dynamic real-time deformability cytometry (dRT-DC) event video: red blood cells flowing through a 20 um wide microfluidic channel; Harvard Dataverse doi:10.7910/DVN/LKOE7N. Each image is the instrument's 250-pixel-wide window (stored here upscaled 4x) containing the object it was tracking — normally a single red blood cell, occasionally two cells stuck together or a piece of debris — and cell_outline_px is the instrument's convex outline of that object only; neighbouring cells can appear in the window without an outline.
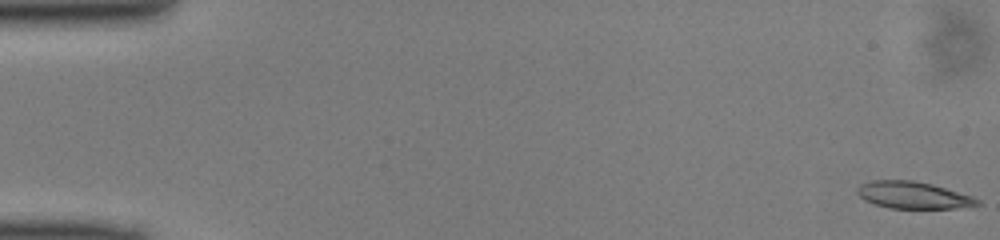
{"species": "common noctule bat (a hibernating species)", "species_latin": "Nyctalus noctula", "temperature_condition": "cold", "stored_images_in_passage": 49, "camera_frame_rate_fps": 3000, "um_per_image_px": 0.085, "animal": {"sex": "male", "body_mass_g": 13.0, "forearm_length_mm": 53.1}, "frame": {"image": 1, "passage_image": 1, "time_ms": 0.0, "image_size_px": [1000, 240], "cell_outline_px": [[984, 204], [956, 208], [888, 208], [864, 200], [856, 192], [856, 188], [860, 184], [872, 180], [912, 180], [932, 184], [972, 196], [980, 200]], "centroid_in_image_um": [77.62, 16.58], "position_along_channel_um": 7.4, "area_um2": 18.9}}
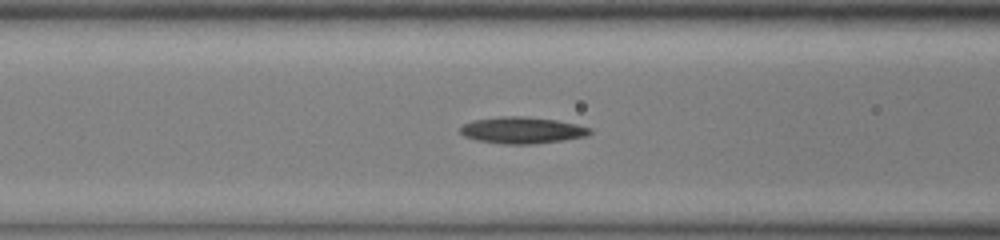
{"frame": {"image": 2, "passage_image": 20, "time_ms": 6.333, "image_size_px": [1000, 240], "cell_outline_px": [[592, 132], [588, 136], [564, 140], [536, 144], [504, 144], [476, 140], [464, 136], [460, 132], [460, 128], [464, 124], [476, 120], [500, 116], [524, 116], [556, 120], [576, 124], [592, 128]], "centroid_in_image_um": [44.42, 11.07], "position_along_channel_um": 122.2, "area_um2": 20.11}}
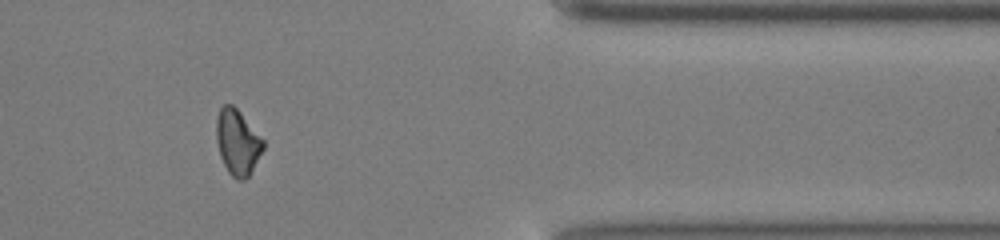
{"frame": {"image": 3, "passage_image": 41, "time_ms": 13.333, "image_size_px": [1000, 240], "cell_outline_px": [[264, 148], [248, 176], [244, 180], [236, 180], [228, 172], [220, 156], [216, 140], [216, 116], [220, 108], [224, 104], [232, 104], [240, 112], [264, 140]], "centroid_in_image_um": [20.17, 12.08], "position_along_channel_um": 391.2, "area_um2": 17.8}}